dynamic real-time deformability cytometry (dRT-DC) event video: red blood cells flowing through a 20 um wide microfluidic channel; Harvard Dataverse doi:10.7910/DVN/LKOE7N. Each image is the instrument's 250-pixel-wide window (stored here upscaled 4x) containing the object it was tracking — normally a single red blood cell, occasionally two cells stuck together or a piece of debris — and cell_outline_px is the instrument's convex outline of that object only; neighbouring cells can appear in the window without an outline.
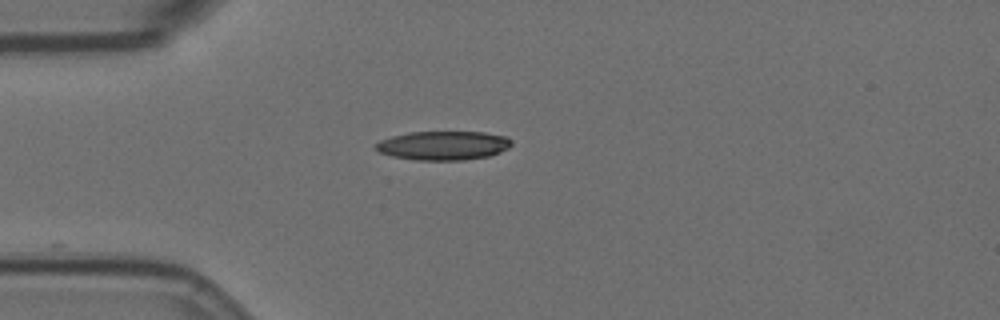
{"species": "Egyptian fruit bat (a non-hibernating species)", "species_latin": "Rousettus aegyptiacus", "temperature_condition": "room temperature", "stored_images_in_passage": 17, "camera_frame_rate_fps": 3000, "um_per_image_px": 0.085, "animal": {"sex": "female"}, "frame": {"image": 1, "passage_image": 1, "time_ms": 0.0, "image_size_px": [1000, 320], "cell_outline_px": [[512, 144], [508, 148], [500, 152], [488, 156], [464, 160], [416, 160], [392, 156], [380, 152], [376, 148], [376, 144], [380, 140], [392, 136], [408, 132], [484, 132], [508, 136], [512, 140]], "centroid_in_image_um": [37.72, 12.36], "position_along_channel_um": 47.3, "area_um2": 22.95}}
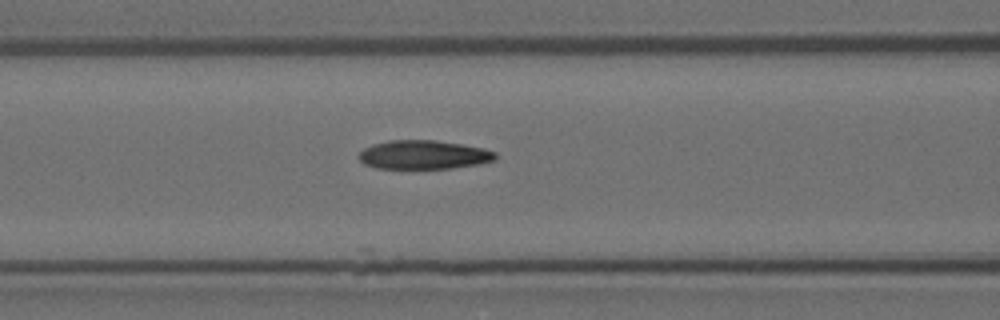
{"frame": {"image": 2, "passage_image": 9, "time_ms": 2.667, "image_size_px": [1000, 320], "cell_outline_px": [[496, 160], [480, 164], [452, 168], [376, 168], [364, 164], [356, 156], [364, 148], [372, 144], [388, 140], [436, 140], [484, 148], [496, 152]], "centroid_in_image_um": [36.0, 13.15], "position_along_channel_um": 130.6, "area_um2": 23.06}}
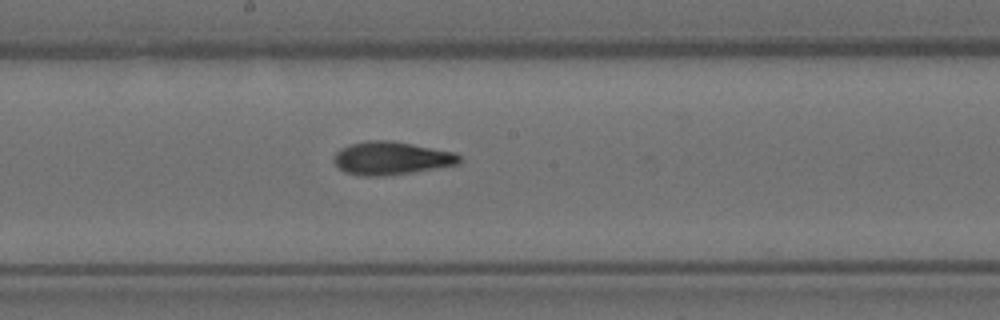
{"frame": {"image": 3, "passage_image": 16, "time_ms": 5.0, "image_size_px": [1000, 320], "cell_outline_px": [[460, 164], [412, 172], [384, 176], [360, 176], [344, 172], [332, 160], [336, 152], [340, 148], [352, 144], [368, 140], [392, 140], [456, 152], [460, 156]], "centroid_in_image_um": [33.26, 13.44], "position_along_channel_um": 214.9, "area_um2": 24.33}}